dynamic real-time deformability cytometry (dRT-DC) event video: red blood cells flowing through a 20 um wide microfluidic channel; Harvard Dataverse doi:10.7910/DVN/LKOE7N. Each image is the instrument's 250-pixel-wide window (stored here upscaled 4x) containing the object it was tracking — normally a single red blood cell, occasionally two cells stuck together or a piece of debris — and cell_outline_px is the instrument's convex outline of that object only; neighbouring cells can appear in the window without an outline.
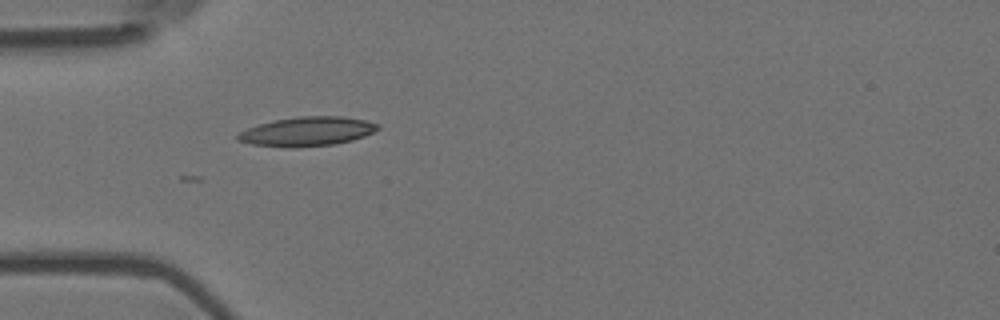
{"species": "Egyptian fruit bat (a non-hibernating species)", "species_latin": "Rousettus aegyptiacus", "temperature_condition": "room temperature", "stored_images_in_passage": 6, "camera_frame_rate_fps": 3000, "um_per_image_px": 0.085, "animal": {"sex": "female"}, "frame": {"image": 1, "passage_image": 6, "time_ms": 1.667, "image_size_px": [1000, 320], "cell_outline_px": [[380, 128], [364, 136], [352, 140], [336, 144], [296, 148], [288, 148], [252, 144], [236, 140], [236, 136], [240, 132], [248, 128], [260, 124], [276, 120], [300, 116], [340, 116], [364, 120], [380, 124]], "centroid_in_image_um": [26.11, 11.19], "position_along_channel_um": 58.9, "area_um2": 23.81}}